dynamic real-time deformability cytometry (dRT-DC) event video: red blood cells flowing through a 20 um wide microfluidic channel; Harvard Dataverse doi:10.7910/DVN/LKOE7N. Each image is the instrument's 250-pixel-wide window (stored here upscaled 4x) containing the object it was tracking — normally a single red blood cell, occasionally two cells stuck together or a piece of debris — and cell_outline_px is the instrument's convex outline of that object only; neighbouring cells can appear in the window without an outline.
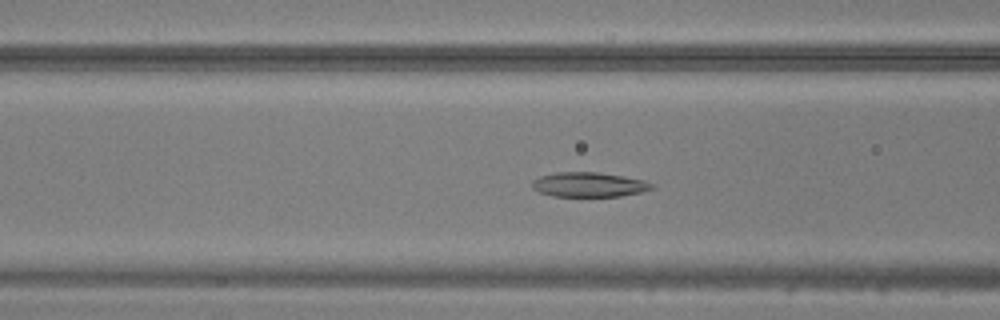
{"species": "common noctule bat (a hibernating species)", "species_latin": "Nyctalus noctula", "temperature_condition": "warm", "stored_images_in_passage": 48, "camera_frame_rate_fps": 3000, "um_per_image_px": 0.085, "animal": {"sex": "male", "body_mass_g": 20.5, "forearm_length_mm": 52.5}, "frame": {"image": 1, "passage_image": 19, "time_ms": 6.0, "image_size_px": [1000, 320], "cell_outline_px": [[652, 188], [640, 192], [620, 196], [552, 196], [540, 192], [532, 188], [532, 180], [540, 176], [556, 172], [596, 172], [624, 176], [644, 180], [652, 184]], "centroid_in_image_um": [50.01, 15.68], "position_along_channel_um": 116.6, "area_um2": 17.05}}
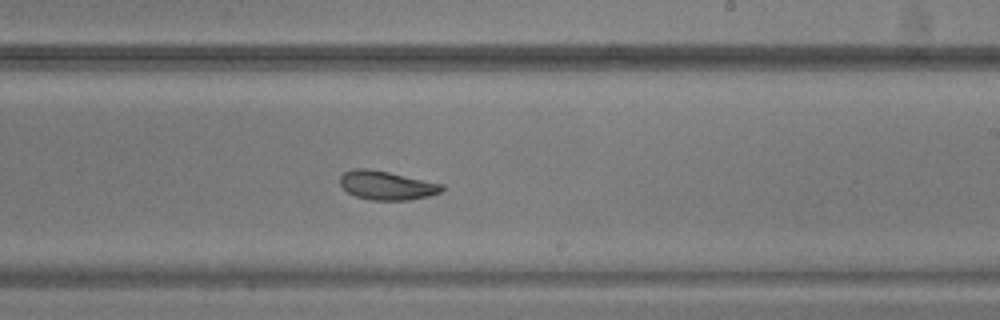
{"frame": {"image": 2, "passage_image": 29, "time_ms": 9.333, "image_size_px": [1000, 320], "cell_outline_px": [[444, 188], [440, 192], [428, 196], [408, 200], [372, 200], [356, 196], [348, 192], [340, 184], [340, 176], [344, 172], [352, 168], [368, 168], [388, 172], [444, 184]], "centroid_in_image_um": [32.86, 15.75], "position_along_channel_um": 256.1, "area_um2": 17.05}}
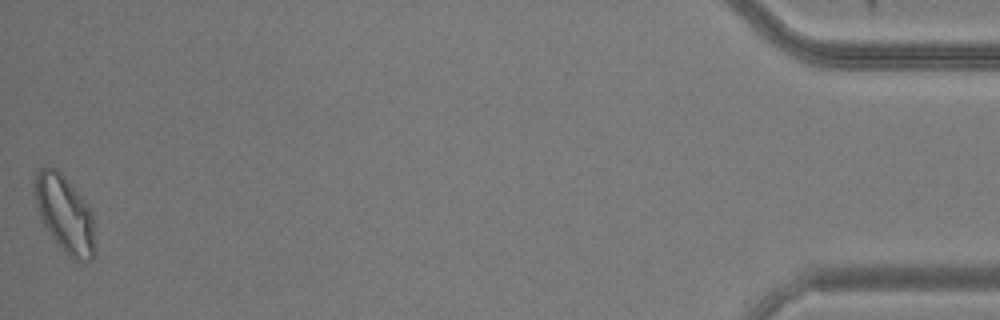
{"frame": {"image": 3, "passage_image": 48, "time_ms": 15.667, "image_size_px": [1000, 320], "cell_outline_px": [[96, 256], [92, 260], [80, 264], [68, 256], [60, 248], [40, 220], [32, 192], [32, 180], [36, 172], [40, 168], [56, 168], [64, 176], [88, 204], [92, 212]], "centroid_in_image_um": [5.49, 18.23], "position_along_channel_um": 429.7, "area_um2": 27.92}}